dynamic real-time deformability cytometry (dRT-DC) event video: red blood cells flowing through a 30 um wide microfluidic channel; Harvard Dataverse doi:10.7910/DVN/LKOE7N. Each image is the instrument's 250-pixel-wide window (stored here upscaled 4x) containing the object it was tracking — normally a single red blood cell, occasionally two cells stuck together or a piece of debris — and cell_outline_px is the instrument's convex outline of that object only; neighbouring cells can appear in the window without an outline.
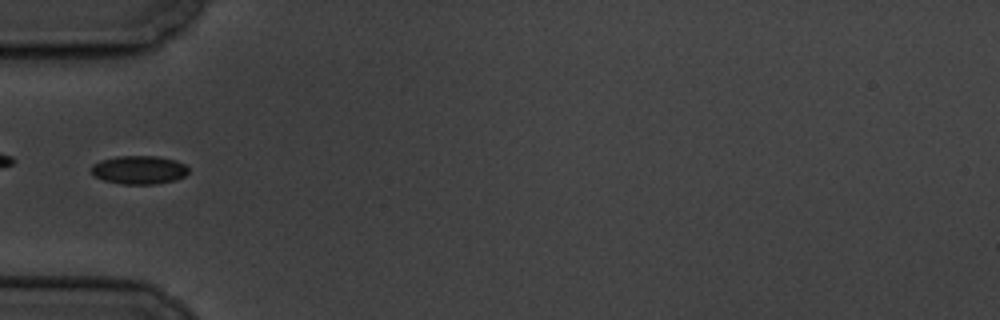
{"species": "common noctule bat (a hibernating species)", "species_latin": "Nyctalus noctula", "temperature_condition": "cold", "stored_images_in_passage": 13, "camera_frame_rate_fps": 3000, "um_per_image_px": 0.085, "animal": {"sex": "male", "body_mass_g": 19.5, "forearm_length_mm": 54.6}, "frame": {"image": 1, "passage_image": 6, "time_ms": 6.333, "image_size_px": [1000, 320], "cell_outline_px": [[188, 172], [184, 176], [176, 180], [152, 184], [124, 184], [104, 180], [96, 176], [92, 172], [92, 164], [100, 160], [116, 156], [156, 156], [176, 160], [184, 164], [188, 168]], "centroid_in_image_um": [11.83, 14.43], "position_along_channel_um": 73.2, "area_um2": 16.01}}
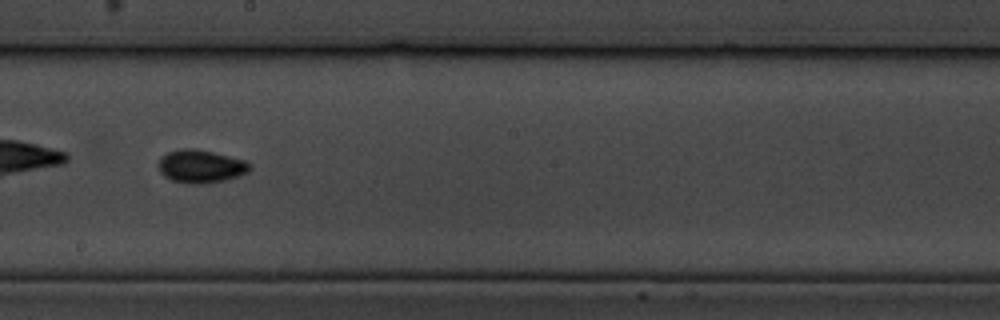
{"frame": {"image": 2, "passage_image": 10, "time_ms": 11.0, "image_size_px": [1000, 320], "cell_outline_px": [[252, 168], [248, 172], [224, 180], [208, 184], [192, 184], [172, 180], [164, 176], [160, 172], [160, 160], [168, 152], [180, 148], [192, 148], [212, 152], [244, 160]], "centroid_in_image_um": [17.07, 14.15], "position_along_channel_um": 231.1, "area_um2": 17.28}}
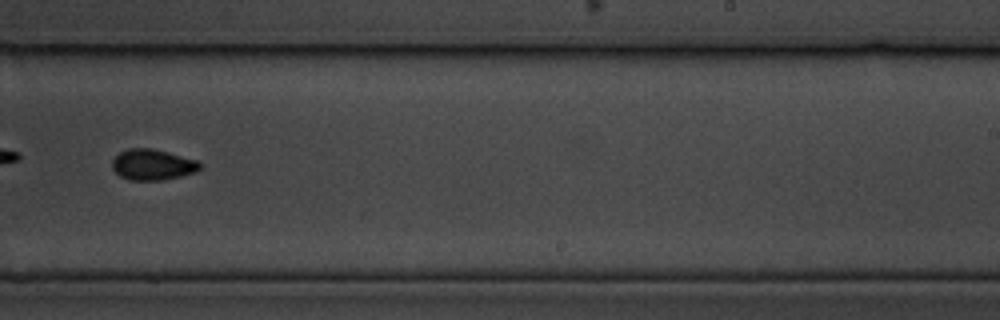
{"frame": {"image": 3, "passage_image": 11, "time_ms": 12.333, "image_size_px": [1000, 320], "cell_outline_px": [[204, 164], [196, 172], [164, 180], [128, 180], [120, 176], [112, 168], [112, 160], [120, 152], [128, 148], [152, 148], [200, 160]], "centroid_in_image_um": [13.01, 13.99], "position_along_channel_um": 276.0, "area_um2": 16.01}}